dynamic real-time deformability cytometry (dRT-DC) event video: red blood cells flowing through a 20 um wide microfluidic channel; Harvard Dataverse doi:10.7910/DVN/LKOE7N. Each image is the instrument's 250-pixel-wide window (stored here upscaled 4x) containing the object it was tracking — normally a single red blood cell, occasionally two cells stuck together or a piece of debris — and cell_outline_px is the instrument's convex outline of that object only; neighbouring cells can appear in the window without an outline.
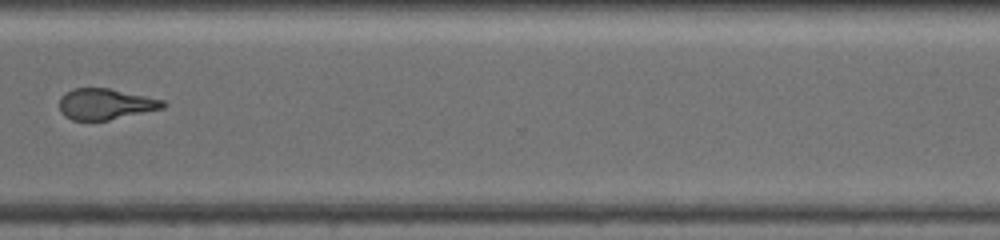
{"species": "common noctule bat (a hibernating species)", "species_latin": "Nyctalus noctula", "temperature_condition": "warm", "stored_images_in_passage": 40, "camera_frame_rate_fps": 3000, "um_per_image_px": 0.085, "animal": {"sex": "female", "body_mass_g": 19.5, "forearm_length_mm": 54.1}, "frame": {"image": 1, "passage_image": 35, "time_ms": 16.0, "image_size_px": [1000, 240], "cell_outline_px": [[168, 104], [164, 108], [108, 120], [72, 120], [64, 116], [60, 112], [60, 96], [72, 88], [108, 88], [164, 100]], "centroid_in_image_um": [8.95, 8.84], "position_along_channel_um": 361.6, "area_um2": 18.67}, "authors_computed_cell_mechanics": {"area_um2": 20.5479, "velocity_mm_per_s": 3.5906, "shape_relaxation_time_tau1_ms": 11.3472, "shape_relaxation_time_tau2_ms": 8.4622, "deformation_change_tau1": 0.2911, "deformation_change_tau2": 0.2104}}